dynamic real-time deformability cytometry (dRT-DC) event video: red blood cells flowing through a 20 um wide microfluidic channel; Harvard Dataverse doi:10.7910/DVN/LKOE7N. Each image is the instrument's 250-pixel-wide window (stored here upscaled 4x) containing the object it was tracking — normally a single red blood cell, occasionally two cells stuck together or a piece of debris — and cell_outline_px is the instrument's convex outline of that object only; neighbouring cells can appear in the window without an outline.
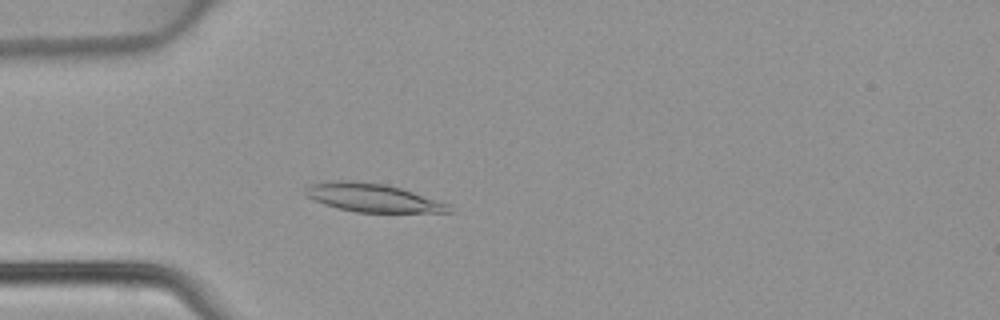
{"species": "common noctule bat (a hibernating species)", "species_latin": "Nyctalus noctula", "temperature_condition": "warm", "stored_images_in_passage": 35, "camera_frame_rate_fps": 3000, "um_per_image_px": 0.085, "animal": {"sex": "female", "body_mass_g": 22.7, "forearm_length_mm": 54.2}, "frame": {"image": 1, "passage_image": 7, "time_ms": 2.0, "image_size_px": [1000, 320], "cell_outline_px": [[456, 212], [356, 212], [336, 208], [324, 204], [308, 196], [304, 192], [304, 188], [308, 184], [332, 180], [352, 180], [384, 184], [400, 188], [452, 204]], "centroid_in_image_um": [31.7, 16.8], "position_along_channel_um": 53.3, "area_um2": 23.93}}
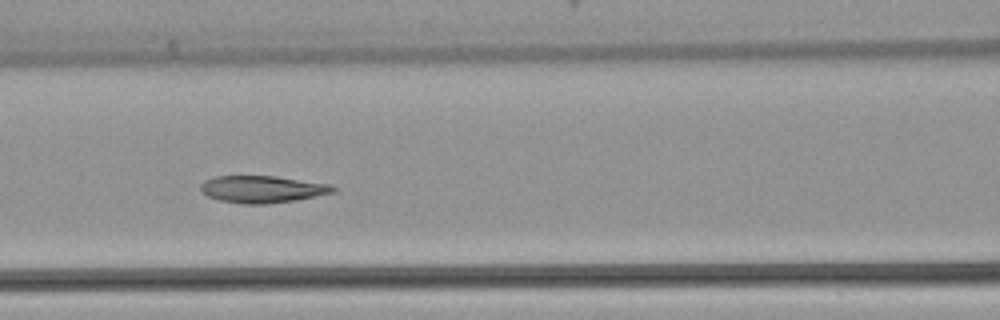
{"frame": {"image": 2, "passage_image": 14, "time_ms": 4.333, "image_size_px": [1000, 320], "cell_outline_px": [[340, 188], [336, 192], [296, 200], [268, 204], [244, 204], [220, 200], [208, 196], [200, 192], [200, 184], [204, 180], [216, 176], [276, 176], [328, 184]], "centroid_in_image_um": [22.3, 16.08], "position_along_channel_um": 144.3, "area_um2": 21.04}}
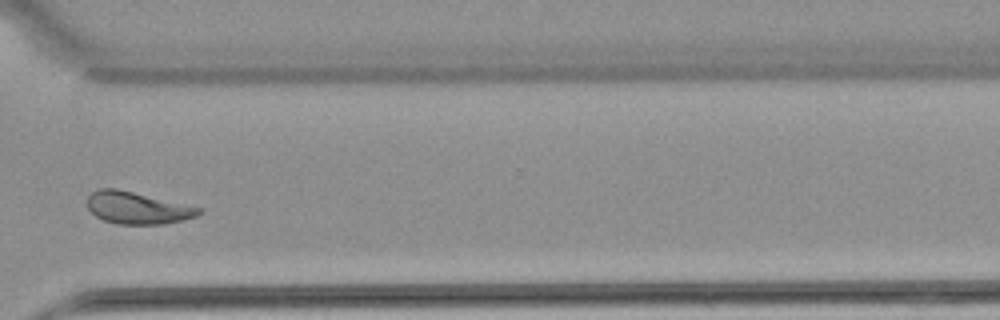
{"frame": {"image": 3, "passage_image": 29, "time_ms": 9.333, "image_size_px": [1000, 320], "cell_outline_px": [[204, 212], [196, 216], [164, 224], [116, 224], [104, 220], [96, 216], [88, 208], [88, 196], [92, 192], [100, 188], [116, 188], [204, 208]], "centroid_in_image_um": [11.7, 17.67], "position_along_channel_um": 358.9, "area_um2": 20.81}}